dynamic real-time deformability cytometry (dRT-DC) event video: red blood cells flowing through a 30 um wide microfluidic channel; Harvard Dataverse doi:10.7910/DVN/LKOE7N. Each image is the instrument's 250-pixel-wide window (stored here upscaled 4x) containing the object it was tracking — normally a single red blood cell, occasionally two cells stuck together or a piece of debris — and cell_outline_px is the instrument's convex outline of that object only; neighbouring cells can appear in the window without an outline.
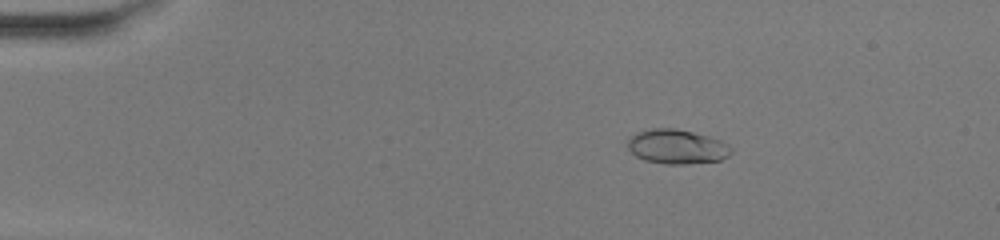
{"species": "common noctule bat (a hibernating species)", "species_latin": "Nyctalus noctula", "temperature_condition": "warm", "stored_images_in_passage": 52, "camera_frame_rate_fps": 3000, "um_per_image_px": 0.085, "animal": {"sex": "female", "body_mass_g": 20.0, "forearm_length_mm": 54.0}, "frame": {"image": 1, "passage_image": 10, "time_ms": 3.0, "image_size_px": [1000, 240], "cell_outline_px": [[732, 152], [728, 156], [720, 160], [684, 164], [664, 164], [644, 160], [636, 156], [628, 148], [628, 140], [636, 132], [652, 128], [676, 128], [708, 136], [720, 140], [728, 144], [732, 148]], "centroid_in_image_um": [57.54, 12.46], "position_along_channel_um": 27.5, "area_um2": 20.75}}
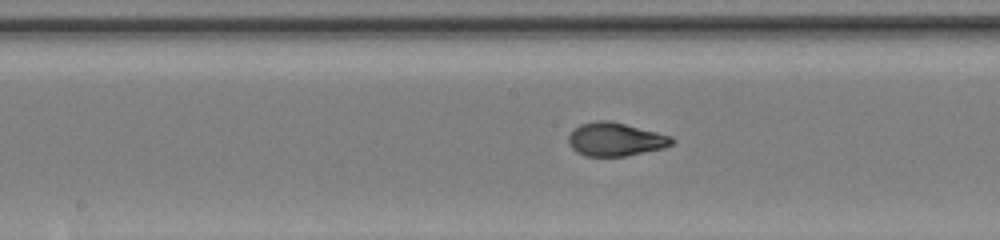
{"frame": {"image": 2, "passage_image": 28, "time_ms": 9.0, "image_size_px": [1000, 240], "cell_outline_px": [[676, 140], [672, 144], [664, 148], [624, 156], [584, 156], [576, 152], [568, 144], [568, 136], [580, 124], [596, 120], [608, 120], [672, 136]], "centroid_in_image_um": [52.3, 11.85], "position_along_channel_um": 195.9, "area_um2": 20.06}}
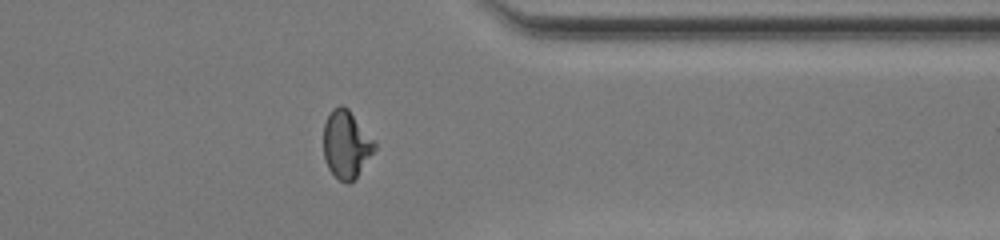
{"frame": {"image": 3, "passage_image": 42, "time_ms": 13.667, "image_size_px": [1000, 240], "cell_outline_px": [[376, 148], [356, 176], [348, 184], [340, 180], [328, 168], [324, 160], [324, 124], [332, 108], [340, 104], [348, 108], [376, 144]], "centroid_in_image_um": [29.4, 12.25], "position_along_channel_um": 382.0, "area_um2": 19.71}, "authors_computed_cell_mechanics": {"area_um2": 20.23, "velocity_mm_per_s": 4.1338, "shape_relaxation_time_tau1_ms": 5.5332, "shape_relaxation_time_tau2_ms": null, "deformation_change_tau1": 0.2516, "deformation_change_tau2": null}}